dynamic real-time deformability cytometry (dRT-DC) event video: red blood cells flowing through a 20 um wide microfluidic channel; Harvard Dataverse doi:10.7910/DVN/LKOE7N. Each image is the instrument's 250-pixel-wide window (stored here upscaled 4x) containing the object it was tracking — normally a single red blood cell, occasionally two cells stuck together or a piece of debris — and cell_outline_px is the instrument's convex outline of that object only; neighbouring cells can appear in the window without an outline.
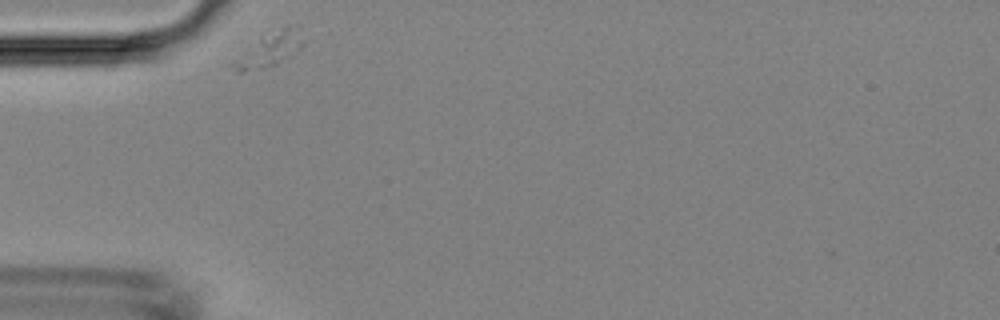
{"species": "Egyptian fruit bat (a non-hibernating species)", "species_latin": "Rousettus aegyptiacus", "temperature_condition": "room temperature", "stored_images_in_passage": 4, "camera_frame_rate_fps": 3000, "um_per_image_px": 0.085, "animal": {"sex": "female"}, "frame": {"image": 1, "passage_image": 1, "time_ms": 0.0, "image_size_px": [1000, 320], "cell_outline_px": [[304, 44], [300, 48], [276, 64], [264, 68], [244, 72], [240, 72], [228, 64], [260, 40], [284, 28], [288, 28], [304, 40]], "centroid_in_image_um": [22.82, 4.35], "position_along_channel_um": 62.2, "area_um2": 12.2}}